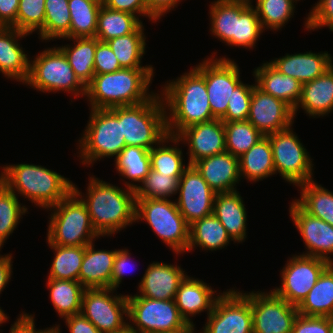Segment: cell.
<instances>
[{
  "label": "cell",
  "instance_id": "cell-33",
  "mask_svg": "<svg viewBox=\"0 0 333 333\" xmlns=\"http://www.w3.org/2000/svg\"><path fill=\"white\" fill-rule=\"evenodd\" d=\"M62 39L73 41L72 44L75 43L74 46L65 44L64 46H59V48L66 56L75 75L85 86H87L95 75L94 55L99 40L96 37Z\"/></svg>",
  "mask_w": 333,
  "mask_h": 333
},
{
  "label": "cell",
  "instance_id": "cell-17",
  "mask_svg": "<svg viewBox=\"0 0 333 333\" xmlns=\"http://www.w3.org/2000/svg\"><path fill=\"white\" fill-rule=\"evenodd\" d=\"M177 193L175 203L189 226L213 214L216 192L193 165H189L180 177Z\"/></svg>",
  "mask_w": 333,
  "mask_h": 333
},
{
  "label": "cell",
  "instance_id": "cell-10",
  "mask_svg": "<svg viewBox=\"0 0 333 333\" xmlns=\"http://www.w3.org/2000/svg\"><path fill=\"white\" fill-rule=\"evenodd\" d=\"M290 127L267 135L272 147L275 174L296 187L313 180V160ZM295 133V134H294Z\"/></svg>",
  "mask_w": 333,
  "mask_h": 333
},
{
  "label": "cell",
  "instance_id": "cell-39",
  "mask_svg": "<svg viewBox=\"0 0 333 333\" xmlns=\"http://www.w3.org/2000/svg\"><path fill=\"white\" fill-rule=\"evenodd\" d=\"M257 12L249 1L236 0V27L233 46L252 49L263 33Z\"/></svg>",
  "mask_w": 333,
  "mask_h": 333
},
{
  "label": "cell",
  "instance_id": "cell-48",
  "mask_svg": "<svg viewBox=\"0 0 333 333\" xmlns=\"http://www.w3.org/2000/svg\"><path fill=\"white\" fill-rule=\"evenodd\" d=\"M181 176L160 174L150 168L145 179L135 189V198L168 199L178 192ZM171 196V197H170Z\"/></svg>",
  "mask_w": 333,
  "mask_h": 333
},
{
  "label": "cell",
  "instance_id": "cell-13",
  "mask_svg": "<svg viewBox=\"0 0 333 333\" xmlns=\"http://www.w3.org/2000/svg\"><path fill=\"white\" fill-rule=\"evenodd\" d=\"M199 333H253L250 296L233 288L223 291Z\"/></svg>",
  "mask_w": 333,
  "mask_h": 333
},
{
  "label": "cell",
  "instance_id": "cell-30",
  "mask_svg": "<svg viewBox=\"0 0 333 333\" xmlns=\"http://www.w3.org/2000/svg\"><path fill=\"white\" fill-rule=\"evenodd\" d=\"M233 241L217 217L212 214L195 221L189 227V244L186 252L196 247L202 250L216 251ZM196 246V247H195Z\"/></svg>",
  "mask_w": 333,
  "mask_h": 333
},
{
  "label": "cell",
  "instance_id": "cell-32",
  "mask_svg": "<svg viewBox=\"0 0 333 333\" xmlns=\"http://www.w3.org/2000/svg\"><path fill=\"white\" fill-rule=\"evenodd\" d=\"M297 309L300 315L333 318V264L322 272Z\"/></svg>",
  "mask_w": 333,
  "mask_h": 333
},
{
  "label": "cell",
  "instance_id": "cell-27",
  "mask_svg": "<svg viewBox=\"0 0 333 333\" xmlns=\"http://www.w3.org/2000/svg\"><path fill=\"white\" fill-rule=\"evenodd\" d=\"M213 214L227 230L235 243H242L247 238V212L243 198L236 191L216 193Z\"/></svg>",
  "mask_w": 333,
  "mask_h": 333
},
{
  "label": "cell",
  "instance_id": "cell-57",
  "mask_svg": "<svg viewBox=\"0 0 333 333\" xmlns=\"http://www.w3.org/2000/svg\"><path fill=\"white\" fill-rule=\"evenodd\" d=\"M10 333H48L53 327L37 330L33 314H27L24 311L19 314L17 320L11 324Z\"/></svg>",
  "mask_w": 333,
  "mask_h": 333
},
{
  "label": "cell",
  "instance_id": "cell-9",
  "mask_svg": "<svg viewBox=\"0 0 333 333\" xmlns=\"http://www.w3.org/2000/svg\"><path fill=\"white\" fill-rule=\"evenodd\" d=\"M30 61L26 86L40 92L65 91L86 96V86L78 79L59 47H48Z\"/></svg>",
  "mask_w": 333,
  "mask_h": 333
},
{
  "label": "cell",
  "instance_id": "cell-63",
  "mask_svg": "<svg viewBox=\"0 0 333 333\" xmlns=\"http://www.w3.org/2000/svg\"><path fill=\"white\" fill-rule=\"evenodd\" d=\"M48 333H61L60 331V325L53 326V328Z\"/></svg>",
  "mask_w": 333,
  "mask_h": 333
},
{
  "label": "cell",
  "instance_id": "cell-31",
  "mask_svg": "<svg viewBox=\"0 0 333 333\" xmlns=\"http://www.w3.org/2000/svg\"><path fill=\"white\" fill-rule=\"evenodd\" d=\"M240 177L248 181H263L275 174L270 140L264 136L257 144L239 157Z\"/></svg>",
  "mask_w": 333,
  "mask_h": 333
},
{
  "label": "cell",
  "instance_id": "cell-46",
  "mask_svg": "<svg viewBox=\"0 0 333 333\" xmlns=\"http://www.w3.org/2000/svg\"><path fill=\"white\" fill-rule=\"evenodd\" d=\"M27 210L18 200V196L0 181V251Z\"/></svg>",
  "mask_w": 333,
  "mask_h": 333
},
{
  "label": "cell",
  "instance_id": "cell-51",
  "mask_svg": "<svg viewBox=\"0 0 333 333\" xmlns=\"http://www.w3.org/2000/svg\"><path fill=\"white\" fill-rule=\"evenodd\" d=\"M312 7L308 17L305 18V24L308 31L328 27L333 31V0H319Z\"/></svg>",
  "mask_w": 333,
  "mask_h": 333
},
{
  "label": "cell",
  "instance_id": "cell-6",
  "mask_svg": "<svg viewBox=\"0 0 333 333\" xmlns=\"http://www.w3.org/2000/svg\"><path fill=\"white\" fill-rule=\"evenodd\" d=\"M48 210L47 243L58 246H86L101 236L95 231L87 207L72 190Z\"/></svg>",
  "mask_w": 333,
  "mask_h": 333
},
{
  "label": "cell",
  "instance_id": "cell-22",
  "mask_svg": "<svg viewBox=\"0 0 333 333\" xmlns=\"http://www.w3.org/2000/svg\"><path fill=\"white\" fill-rule=\"evenodd\" d=\"M193 166L216 193L236 191L239 184V158L229 152H223L202 158ZM235 187V188H234Z\"/></svg>",
  "mask_w": 333,
  "mask_h": 333
},
{
  "label": "cell",
  "instance_id": "cell-54",
  "mask_svg": "<svg viewBox=\"0 0 333 333\" xmlns=\"http://www.w3.org/2000/svg\"><path fill=\"white\" fill-rule=\"evenodd\" d=\"M103 5L122 12H127L137 16L149 17L152 22L157 19L148 11L145 0H103Z\"/></svg>",
  "mask_w": 333,
  "mask_h": 333
},
{
  "label": "cell",
  "instance_id": "cell-52",
  "mask_svg": "<svg viewBox=\"0 0 333 333\" xmlns=\"http://www.w3.org/2000/svg\"><path fill=\"white\" fill-rule=\"evenodd\" d=\"M122 67L113 53L112 49L106 42L99 41L96 45L94 55V72L95 74H106L116 72Z\"/></svg>",
  "mask_w": 333,
  "mask_h": 333
},
{
  "label": "cell",
  "instance_id": "cell-1",
  "mask_svg": "<svg viewBox=\"0 0 333 333\" xmlns=\"http://www.w3.org/2000/svg\"><path fill=\"white\" fill-rule=\"evenodd\" d=\"M163 86L160 94L167 110L168 135L177 136L191 125L215 119L209 104L205 77L195 67Z\"/></svg>",
  "mask_w": 333,
  "mask_h": 333
},
{
  "label": "cell",
  "instance_id": "cell-23",
  "mask_svg": "<svg viewBox=\"0 0 333 333\" xmlns=\"http://www.w3.org/2000/svg\"><path fill=\"white\" fill-rule=\"evenodd\" d=\"M216 292L217 290H213L203 280L195 279L189 275L185 276L179 284L174 301L181 317L187 324L195 325L190 318L196 314L207 311V315H209L212 312L214 303L221 294Z\"/></svg>",
  "mask_w": 333,
  "mask_h": 333
},
{
  "label": "cell",
  "instance_id": "cell-47",
  "mask_svg": "<svg viewBox=\"0 0 333 333\" xmlns=\"http://www.w3.org/2000/svg\"><path fill=\"white\" fill-rule=\"evenodd\" d=\"M254 8L264 31H278L294 15L295 4L292 0H256Z\"/></svg>",
  "mask_w": 333,
  "mask_h": 333
},
{
  "label": "cell",
  "instance_id": "cell-45",
  "mask_svg": "<svg viewBox=\"0 0 333 333\" xmlns=\"http://www.w3.org/2000/svg\"><path fill=\"white\" fill-rule=\"evenodd\" d=\"M224 129L226 152L238 158L264 137L248 120L224 122Z\"/></svg>",
  "mask_w": 333,
  "mask_h": 333
},
{
  "label": "cell",
  "instance_id": "cell-20",
  "mask_svg": "<svg viewBox=\"0 0 333 333\" xmlns=\"http://www.w3.org/2000/svg\"><path fill=\"white\" fill-rule=\"evenodd\" d=\"M176 137L188 146L189 165L226 151L224 122L221 119L191 125Z\"/></svg>",
  "mask_w": 333,
  "mask_h": 333
},
{
  "label": "cell",
  "instance_id": "cell-3",
  "mask_svg": "<svg viewBox=\"0 0 333 333\" xmlns=\"http://www.w3.org/2000/svg\"><path fill=\"white\" fill-rule=\"evenodd\" d=\"M154 73V68H121L112 73L95 74L86 86L85 98L92 109L143 103L156 93L149 92Z\"/></svg>",
  "mask_w": 333,
  "mask_h": 333
},
{
  "label": "cell",
  "instance_id": "cell-8",
  "mask_svg": "<svg viewBox=\"0 0 333 333\" xmlns=\"http://www.w3.org/2000/svg\"><path fill=\"white\" fill-rule=\"evenodd\" d=\"M135 221H146L155 234L176 254L187 251L189 225L171 199L136 198Z\"/></svg>",
  "mask_w": 333,
  "mask_h": 333
},
{
  "label": "cell",
  "instance_id": "cell-12",
  "mask_svg": "<svg viewBox=\"0 0 333 333\" xmlns=\"http://www.w3.org/2000/svg\"><path fill=\"white\" fill-rule=\"evenodd\" d=\"M114 291L112 288H85L82 295L81 313L101 333L117 332L128 325L127 295H117Z\"/></svg>",
  "mask_w": 333,
  "mask_h": 333
},
{
  "label": "cell",
  "instance_id": "cell-11",
  "mask_svg": "<svg viewBox=\"0 0 333 333\" xmlns=\"http://www.w3.org/2000/svg\"><path fill=\"white\" fill-rule=\"evenodd\" d=\"M127 300L128 325L137 333L174 332L187 325L174 300H155L136 294L127 295Z\"/></svg>",
  "mask_w": 333,
  "mask_h": 333
},
{
  "label": "cell",
  "instance_id": "cell-65",
  "mask_svg": "<svg viewBox=\"0 0 333 333\" xmlns=\"http://www.w3.org/2000/svg\"><path fill=\"white\" fill-rule=\"evenodd\" d=\"M330 333H333V318H332V325H331V332Z\"/></svg>",
  "mask_w": 333,
  "mask_h": 333
},
{
  "label": "cell",
  "instance_id": "cell-34",
  "mask_svg": "<svg viewBox=\"0 0 333 333\" xmlns=\"http://www.w3.org/2000/svg\"><path fill=\"white\" fill-rule=\"evenodd\" d=\"M50 300L62 319L81 313L82 295L85 287L79 281L47 278Z\"/></svg>",
  "mask_w": 333,
  "mask_h": 333
},
{
  "label": "cell",
  "instance_id": "cell-40",
  "mask_svg": "<svg viewBox=\"0 0 333 333\" xmlns=\"http://www.w3.org/2000/svg\"><path fill=\"white\" fill-rule=\"evenodd\" d=\"M169 141L173 143L174 147L170 144L168 145ZM178 142L181 143L176 136L168 135L157 146L153 147L150 150L151 169L160 174L182 176L189 164L185 166L183 163L182 148L175 146L179 144Z\"/></svg>",
  "mask_w": 333,
  "mask_h": 333
},
{
  "label": "cell",
  "instance_id": "cell-15",
  "mask_svg": "<svg viewBox=\"0 0 333 333\" xmlns=\"http://www.w3.org/2000/svg\"><path fill=\"white\" fill-rule=\"evenodd\" d=\"M330 264L321 258L295 254L280 271L281 285L272 291L298 307Z\"/></svg>",
  "mask_w": 333,
  "mask_h": 333
},
{
  "label": "cell",
  "instance_id": "cell-44",
  "mask_svg": "<svg viewBox=\"0 0 333 333\" xmlns=\"http://www.w3.org/2000/svg\"><path fill=\"white\" fill-rule=\"evenodd\" d=\"M210 31L225 45L233 47L236 27V0H216L209 5Z\"/></svg>",
  "mask_w": 333,
  "mask_h": 333
},
{
  "label": "cell",
  "instance_id": "cell-4",
  "mask_svg": "<svg viewBox=\"0 0 333 333\" xmlns=\"http://www.w3.org/2000/svg\"><path fill=\"white\" fill-rule=\"evenodd\" d=\"M0 181L16 195L47 209L58 204L73 190V182L42 165L21 163L4 165Z\"/></svg>",
  "mask_w": 333,
  "mask_h": 333
},
{
  "label": "cell",
  "instance_id": "cell-62",
  "mask_svg": "<svg viewBox=\"0 0 333 333\" xmlns=\"http://www.w3.org/2000/svg\"><path fill=\"white\" fill-rule=\"evenodd\" d=\"M112 333H137V332L134 329H132L129 325H127L122 330L117 331V332H112Z\"/></svg>",
  "mask_w": 333,
  "mask_h": 333
},
{
  "label": "cell",
  "instance_id": "cell-16",
  "mask_svg": "<svg viewBox=\"0 0 333 333\" xmlns=\"http://www.w3.org/2000/svg\"><path fill=\"white\" fill-rule=\"evenodd\" d=\"M247 294L250 296L253 333H292L299 314L296 306L289 304L272 290Z\"/></svg>",
  "mask_w": 333,
  "mask_h": 333
},
{
  "label": "cell",
  "instance_id": "cell-58",
  "mask_svg": "<svg viewBox=\"0 0 333 333\" xmlns=\"http://www.w3.org/2000/svg\"><path fill=\"white\" fill-rule=\"evenodd\" d=\"M19 0H0V26L16 28Z\"/></svg>",
  "mask_w": 333,
  "mask_h": 333
},
{
  "label": "cell",
  "instance_id": "cell-25",
  "mask_svg": "<svg viewBox=\"0 0 333 333\" xmlns=\"http://www.w3.org/2000/svg\"><path fill=\"white\" fill-rule=\"evenodd\" d=\"M27 35L13 27H0V73L22 84L29 76L30 58L17 41Z\"/></svg>",
  "mask_w": 333,
  "mask_h": 333
},
{
  "label": "cell",
  "instance_id": "cell-41",
  "mask_svg": "<svg viewBox=\"0 0 333 333\" xmlns=\"http://www.w3.org/2000/svg\"><path fill=\"white\" fill-rule=\"evenodd\" d=\"M49 248L54 251V259L48 278L79 281L86 246L49 245Z\"/></svg>",
  "mask_w": 333,
  "mask_h": 333
},
{
  "label": "cell",
  "instance_id": "cell-43",
  "mask_svg": "<svg viewBox=\"0 0 333 333\" xmlns=\"http://www.w3.org/2000/svg\"><path fill=\"white\" fill-rule=\"evenodd\" d=\"M103 2L68 0L71 17L70 38L95 37Z\"/></svg>",
  "mask_w": 333,
  "mask_h": 333
},
{
  "label": "cell",
  "instance_id": "cell-38",
  "mask_svg": "<svg viewBox=\"0 0 333 333\" xmlns=\"http://www.w3.org/2000/svg\"><path fill=\"white\" fill-rule=\"evenodd\" d=\"M142 24L138 16L110 9L102 4L98 14L95 37L106 42L133 33Z\"/></svg>",
  "mask_w": 333,
  "mask_h": 333
},
{
  "label": "cell",
  "instance_id": "cell-55",
  "mask_svg": "<svg viewBox=\"0 0 333 333\" xmlns=\"http://www.w3.org/2000/svg\"><path fill=\"white\" fill-rule=\"evenodd\" d=\"M130 254L127 249H118L116 252L111 277V288L114 290H117L122 283V279L128 270V264L132 266L130 265V260H132Z\"/></svg>",
  "mask_w": 333,
  "mask_h": 333
},
{
  "label": "cell",
  "instance_id": "cell-7",
  "mask_svg": "<svg viewBox=\"0 0 333 333\" xmlns=\"http://www.w3.org/2000/svg\"><path fill=\"white\" fill-rule=\"evenodd\" d=\"M158 92L143 103L121 106V130L126 146L151 150L168 136L166 110Z\"/></svg>",
  "mask_w": 333,
  "mask_h": 333
},
{
  "label": "cell",
  "instance_id": "cell-37",
  "mask_svg": "<svg viewBox=\"0 0 333 333\" xmlns=\"http://www.w3.org/2000/svg\"><path fill=\"white\" fill-rule=\"evenodd\" d=\"M144 29L142 23L133 33L106 41L122 68H153L141 65L147 45Z\"/></svg>",
  "mask_w": 333,
  "mask_h": 333
},
{
  "label": "cell",
  "instance_id": "cell-35",
  "mask_svg": "<svg viewBox=\"0 0 333 333\" xmlns=\"http://www.w3.org/2000/svg\"><path fill=\"white\" fill-rule=\"evenodd\" d=\"M300 199H293L306 213L333 226V192L314 180L298 185Z\"/></svg>",
  "mask_w": 333,
  "mask_h": 333
},
{
  "label": "cell",
  "instance_id": "cell-29",
  "mask_svg": "<svg viewBox=\"0 0 333 333\" xmlns=\"http://www.w3.org/2000/svg\"><path fill=\"white\" fill-rule=\"evenodd\" d=\"M256 86L263 92L283 100L294 109L300 99L302 84L288 75L281 74L269 62L254 69Z\"/></svg>",
  "mask_w": 333,
  "mask_h": 333
},
{
  "label": "cell",
  "instance_id": "cell-59",
  "mask_svg": "<svg viewBox=\"0 0 333 333\" xmlns=\"http://www.w3.org/2000/svg\"><path fill=\"white\" fill-rule=\"evenodd\" d=\"M182 0H145L148 11L157 19L173 10Z\"/></svg>",
  "mask_w": 333,
  "mask_h": 333
},
{
  "label": "cell",
  "instance_id": "cell-61",
  "mask_svg": "<svg viewBox=\"0 0 333 333\" xmlns=\"http://www.w3.org/2000/svg\"><path fill=\"white\" fill-rule=\"evenodd\" d=\"M6 321H8V317L0 307V326H2L1 324L6 323Z\"/></svg>",
  "mask_w": 333,
  "mask_h": 333
},
{
  "label": "cell",
  "instance_id": "cell-36",
  "mask_svg": "<svg viewBox=\"0 0 333 333\" xmlns=\"http://www.w3.org/2000/svg\"><path fill=\"white\" fill-rule=\"evenodd\" d=\"M115 168L124 179L125 187L135 189L141 183L151 168L150 150L136 146H125L114 160ZM131 180V182H130Z\"/></svg>",
  "mask_w": 333,
  "mask_h": 333
},
{
  "label": "cell",
  "instance_id": "cell-28",
  "mask_svg": "<svg viewBox=\"0 0 333 333\" xmlns=\"http://www.w3.org/2000/svg\"><path fill=\"white\" fill-rule=\"evenodd\" d=\"M95 242L86 245L79 272V282L85 288H111V277L117 249H95Z\"/></svg>",
  "mask_w": 333,
  "mask_h": 333
},
{
  "label": "cell",
  "instance_id": "cell-50",
  "mask_svg": "<svg viewBox=\"0 0 333 333\" xmlns=\"http://www.w3.org/2000/svg\"><path fill=\"white\" fill-rule=\"evenodd\" d=\"M253 85L241 82L233 91L231 99L228 101V108L223 122L245 121L248 119Z\"/></svg>",
  "mask_w": 333,
  "mask_h": 333
},
{
  "label": "cell",
  "instance_id": "cell-19",
  "mask_svg": "<svg viewBox=\"0 0 333 333\" xmlns=\"http://www.w3.org/2000/svg\"><path fill=\"white\" fill-rule=\"evenodd\" d=\"M290 217L299 231L307 251L302 255L321 258L333 264V226L306 213L294 200Z\"/></svg>",
  "mask_w": 333,
  "mask_h": 333
},
{
  "label": "cell",
  "instance_id": "cell-49",
  "mask_svg": "<svg viewBox=\"0 0 333 333\" xmlns=\"http://www.w3.org/2000/svg\"><path fill=\"white\" fill-rule=\"evenodd\" d=\"M45 0H19L16 29L30 35L44 25Z\"/></svg>",
  "mask_w": 333,
  "mask_h": 333
},
{
  "label": "cell",
  "instance_id": "cell-18",
  "mask_svg": "<svg viewBox=\"0 0 333 333\" xmlns=\"http://www.w3.org/2000/svg\"><path fill=\"white\" fill-rule=\"evenodd\" d=\"M247 120L267 136L293 125L294 114L293 109L283 100L263 92L254 84Z\"/></svg>",
  "mask_w": 333,
  "mask_h": 333
},
{
  "label": "cell",
  "instance_id": "cell-56",
  "mask_svg": "<svg viewBox=\"0 0 333 333\" xmlns=\"http://www.w3.org/2000/svg\"><path fill=\"white\" fill-rule=\"evenodd\" d=\"M69 333H101L82 313L64 318Z\"/></svg>",
  "mask_w": 333,
  "mask_h": 333
},
{
  "label": "cell",
  "instance_id": "cell-42",
  "mask_svg": "<svg viewBox=\"0 0 333 333\" xmlns=\"http://www.w3.org/2000/svg\"><path fill=\"white\" fill-rule=\"evenodd\" d=\"M71 17L68 0H45V19L38 32L42 42L70 38Z\"/></svg>",
  "mask_w": 333,
  "mask_h": 333
},
{
  "label": "cell",
  "instance_id": "cell-14",
  "mask_svg": "<svg viewBox=\"0 0 333 333\" xmlns=\"http://www.w3.org/2000/svg\"><path fill=\"white\" fill-rule=\"evenodd\" d=\"M204 77L212 115L222 119L234 89L242 82L237 63L230 58H205L195 67Z\"/></svg>",
  "mask_w": 333,
  "mask_h": 333
},
{
  "label": "cell",
  "instance_id": "cell-5",
  "mask_svg": "<svg viewBox=\"0 0 333 333\" xmlns=\"http://www.w3.org/2000/svg\"><path fill=\"white\" fill-rule=\"evenodd\" d=\"M88 125L78 139L79 159L85 166L105 157L116 159L126 146L121 130V106L90 109Z\"/></svg>",
  "mask_w": 333,
  "mask_h": 333
},
{
  "label": "cell",
  "instance_id": "cell-53",
  "mask_svg": "<svg viewBox=\"0 0 333 333\" xmlns=\"http://www.w3.org/2000/svg\"><path fill=\"white\" fill-rule=\"evenodd\" d=\"M332 318L298 314L292 333H330Z\"/></svg>",
  "mask_w": 333,
  "mask_h": 333
},
{
  "label": "cell",
  "instance_id": "cell-64",
  "mask_svg": "<svg viewBox=\"0 0 333 333\" xmlns=\"http://www.w3.org/2000/svg\"><path fill=\"white\" fill-rule=\"evenodd\" d=\"M88 1L103 2V0H88Z\"/></svg>",
  "mask_w": 333,
  "mask_h": 333
},
{
  "label": "cell",
  "instance_id": "cell-2",
  "mask_svg": "<svg viewBox=\"0 0 333 333\" xmlns=\"http://www.w3.org/2000/svg\"><path fill=\"white\" fill-rule=\"evenodd\" d=\"M73 191L86 205L94 229L100 236H113L136 223L134 189H123L92 176L87 186L86 198L75 183Z\"/></svg>",
  "mask_w": 333,
  "mask_h": 333
},
{
  "label": "cell",
  "instance_id": "cell-60",
  "mask_svg": "<svg viewBox=\"0 0 333 333\" xmlns=\"http://www.w3.org/2000/svg\"><path fill=\"white\" fill-rule=\"evenodd\" d=\"M12 254H0V294L5 289L12 275Z\"/></svg>",
  "mask_w": 333,
  "mask_h": 333
},
{
  "label": "cell",
  "instance_id": "cell-21",
  "mask_svg": "<svg viewBox=\"0 0 333 333\" xmlns=\"http://www.w3.org/2000/svg\"><path fill=\"white\" fill-rule=\"evenodd\" d=\"M187 274L178 265L153 262L141 278L136 295L155 300H174L180 282Z\"/></svg>",
  "mask_w": 333,
  "mask_h": 333
},
{
  "label": "cell",
  "instance_id": "cell-24",
  "mask_svg": "<svg viewBox=\"0 0 333 333\" xmlns=\"http://www.w3.org/2000/svg\"><path fill=\"white\" fill-rule=\"evenodd\" d=\"M269 63L281 74L297 79L301 84L310 82L321 76L333 65L332 56L327 51L313 53L286 54Z\"/></svg>",
  "mask_w": 333,
  "mask_h": 333
},
{
  "label": "cell",
  "instance_id": "cell-26",
  "mask_svg": "<svg viewBox=\"0 0 333 333\" xmlns=\"http://www.w3.org/2000/svg\"><path fill=\"white\" fill-rule=\"evenodd\" d=\"M309 117H324L333 111V65L321 76L302 84L301 96L293 109L294 118L299 108Z\"/></svg>",
  "mask_w": 333,
  "mask_h": 333
}]
</instances>
